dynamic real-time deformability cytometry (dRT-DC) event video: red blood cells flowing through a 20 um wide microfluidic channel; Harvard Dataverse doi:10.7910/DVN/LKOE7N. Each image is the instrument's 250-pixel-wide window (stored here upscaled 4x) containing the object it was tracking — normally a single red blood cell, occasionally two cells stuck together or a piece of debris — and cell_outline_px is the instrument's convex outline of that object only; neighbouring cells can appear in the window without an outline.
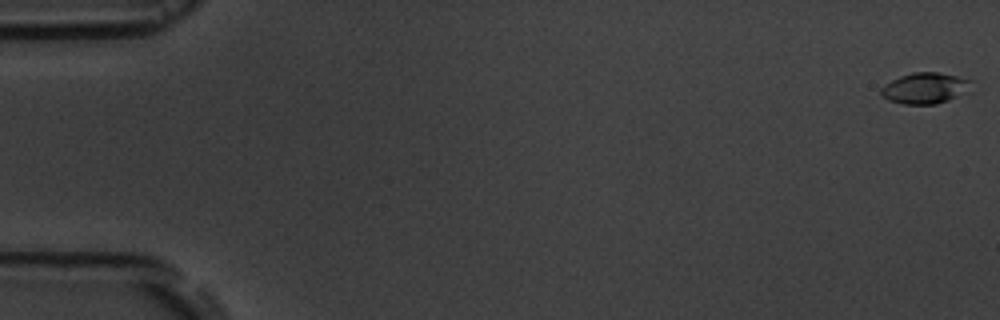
{"species": "common noctule bat (a hibernating species)", "species_latin": "Nyctalus noctula", "temperature_condition": "room temperature", "stored_images_in_passage": 6, "segment_of_instrument_passage": [2, 2], "camera_frame_rate_fps": 3000, "um_per_image_px": 0.085, "animal": {"sex": "male", "body_mass_g": 19.5, "forearm_length_mm": 54.6}, "frame": {"image": 1, "passage_image": 6, "time_ms": 6.667, "image_size_px": [1000, 320], "cell_outline_px": [[972, 92], [936, 104], [904, 104], [888, 100], [880, 92], [880, 88], [884, 84], [900, 76], [912, 72], [936, 72], [956, 76], [972, 80]], "centroid_in_image_um": [78.68, 7.49], "position_along_channel_um": 6.3, "area_um2": 16.53}}